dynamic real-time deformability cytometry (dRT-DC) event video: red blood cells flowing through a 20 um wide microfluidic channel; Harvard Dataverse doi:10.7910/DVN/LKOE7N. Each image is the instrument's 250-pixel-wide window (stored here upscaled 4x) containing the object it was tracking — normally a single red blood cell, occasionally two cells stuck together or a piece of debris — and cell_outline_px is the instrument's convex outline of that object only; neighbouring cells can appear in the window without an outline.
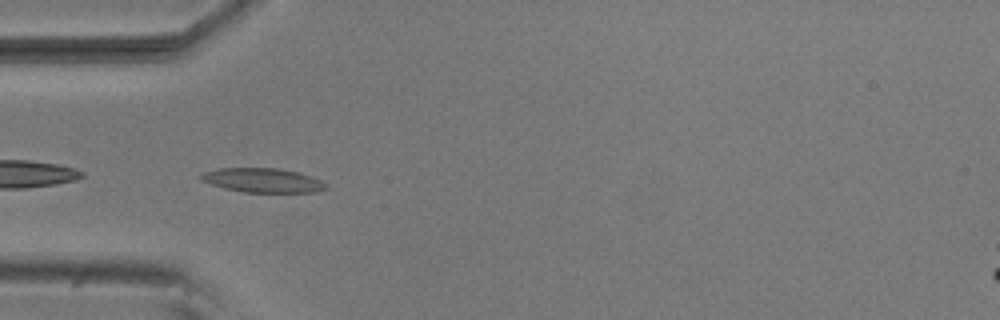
{"species": "common noctule bat (a hibernating species)", "species_latin": "Nyctalus noctula", "temperature_condition": "room temperature", "stored_images_in_passage": 38, "camera_frame_rate_fps": 3000, "um_per_image_px": 0.085, "animal": {"sex": "male", "body_mass_g": 20.5, "forearm_length_mm": 52.5}, "frame": {"image": 1, "passage_image": 1, "time_ms": 0.0, "image_size_px": [1000, 320], "cell_outline_px": [[328, 188], [316, 192], [244, 192], [224, 188], [200, 180], [196, 176], [204, 172], [220, 168], [276, 168], [300, 172], [312, 176], [328, 184]], "centroid_in_image_um": [22.34, 15.32], "position_along_channel_um": 62.7, "area_um2": 17.8}}
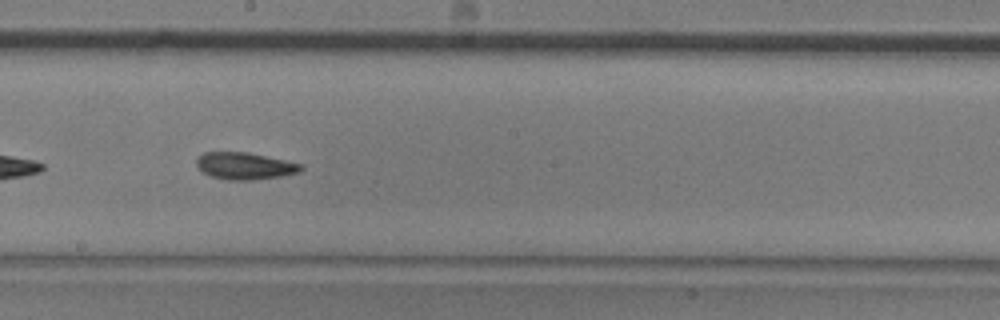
{"frame": {"image": 2, "passage_image": 14, "time_ms": 4.333, "image_size_px": [1000, 320], "cell_outline_px": [[304, 168], [300, 172], [280, 176], [252, 180], [228, 180], [212, 176], [204, 172], [196, 164], [196, 160], [204, 152], [248, 152], [304, 164]], "centroid_in_image_um": [20.86, 14.1], "position_along_channel_um": 227.3, "area_um2": 16.36}}
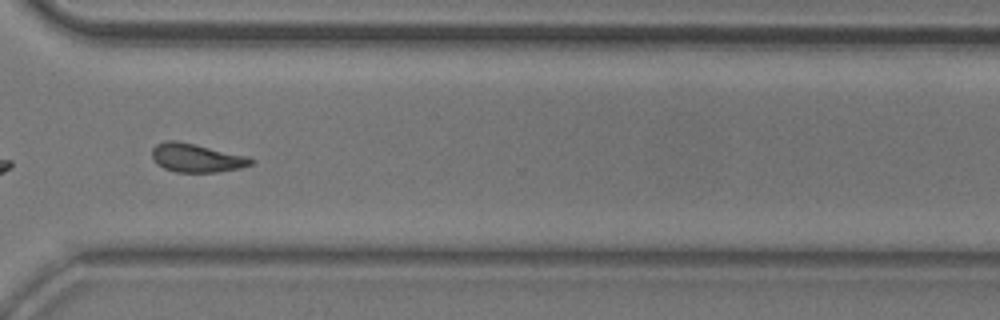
{"frame": {"image": 3, "passage_image": 24, "time_ms": 7.667, "image_size_px": [1000, 320], "cell_outline_px": [[256, 160], [252, 164], [240, 168], [216, 172], [176, 172], [164, 168], [156, 164], [152, 160], [152, 148], [156, 144], [164, 140], [176, 140], [196, 144], [248, 156]], "centroid_in_image_um": [16.68, 13.41], "position_along_channel_um": 353.9, "area_um2": 16.7}, "authors_computed_cell_mechanics": {"area_um2": 16.184, "velocity_mm_per_s": 3.806, "shape_relaxation_time_tau1_ms": 7.1856, "shape_relaxation_time_tau2_ms": 6.8335, "deformation_change_tau1": 0.1431, "deformation_change_tau2": 0.1471}}